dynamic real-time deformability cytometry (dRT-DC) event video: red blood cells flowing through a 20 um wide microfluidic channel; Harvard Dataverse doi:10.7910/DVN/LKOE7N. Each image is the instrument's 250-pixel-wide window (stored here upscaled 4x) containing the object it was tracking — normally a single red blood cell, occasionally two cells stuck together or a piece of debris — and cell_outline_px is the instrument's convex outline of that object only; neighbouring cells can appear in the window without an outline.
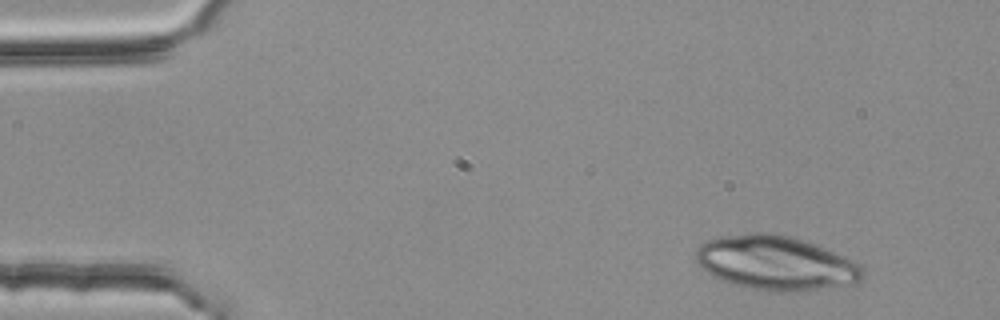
{"species": "common noctule bat (a hibernating species)", "species_latin": "Nyctalus noctula", "temperature_condition": "room temperature", "stored_images_in_passage": 3, "camera_frame_rate_fps": 3000, "um_per_image_px": 0.085, "animal": {"sex": "female", "body_mass_g": 25.1}, "frame": {"image": 1, "passage_image": 1, "time_ms": 0.0, "image_size_px": [1000, 320], "cell_outline_px": [[864, 276], [856, 284], [788, 292], [772, 292], [732, 284], [720, 280], [712, 276], [696, 260], [696, 252], [700, 244], [708, 240], [724, 236], [756, 232], [772, 232], [788, 236], [812, 244], [852, 260], [864, 268]], "centroid_in_image_um": [65.93, 22.37], "position_along_channel_um": 19.1, "area_um2": 52.19}}